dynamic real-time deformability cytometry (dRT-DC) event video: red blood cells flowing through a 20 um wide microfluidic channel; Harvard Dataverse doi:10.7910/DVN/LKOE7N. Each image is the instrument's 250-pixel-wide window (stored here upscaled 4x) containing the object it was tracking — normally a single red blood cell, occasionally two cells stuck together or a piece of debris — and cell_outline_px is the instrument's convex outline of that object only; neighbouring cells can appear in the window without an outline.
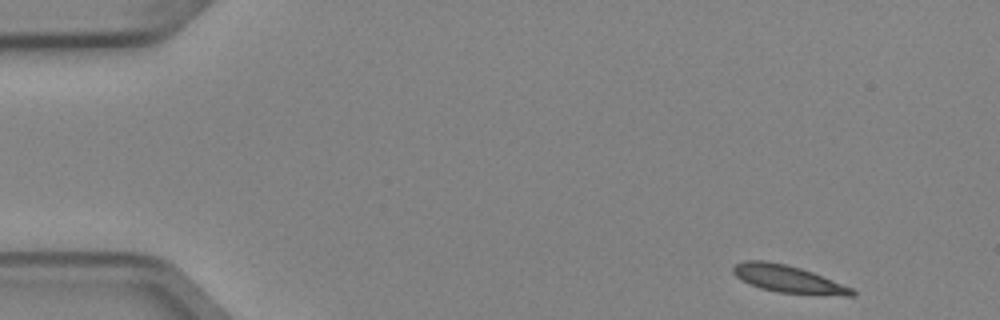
{"species": "Egyptian fruit bat (a non-hibernating species)", "species_latin": "Rousettus aegyptiacus", "temperature_condition": "cold", "stored_images_in_passage": 3, "camera_frame_rate_fps": 3000, "um_per_image_px": 0.085, "animal": {"sex": "female"}, "frame": {"image": 1, "passage_image": 1, "time_ms": 0.0, "image_size_px": [1000, 320], "cell_outline_px": [[856, 296], [844, 296], [780, 292], [760, 288], [736, 276], [732, 272], [732, 268], [736, 264], [744, 260], [764, 260], [784, 264], [800, 268], [812, 272], [852, 288], [856, 292]], "centroid_in_image_um": [67.0, 23.71], "position_along_channel_um": 18.0, "area_um2": 18.61}}